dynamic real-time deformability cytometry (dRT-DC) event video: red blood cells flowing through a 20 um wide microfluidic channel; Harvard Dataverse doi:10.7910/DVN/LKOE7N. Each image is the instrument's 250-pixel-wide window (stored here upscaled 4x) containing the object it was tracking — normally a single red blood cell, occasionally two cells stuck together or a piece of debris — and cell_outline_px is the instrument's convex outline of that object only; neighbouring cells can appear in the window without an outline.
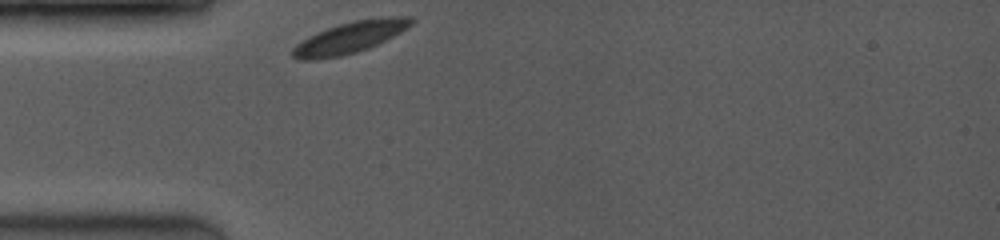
{"species": "common noctule bat (a hibernating species)", "species_latin": "Nyctalus noctula", "temperature_condition": "room temperature", "stored_images_in_passage": 24, "camera_frame_rate_fps": 3500, "um_per_image_px": 0.085, "animal": {"sex": "female", "body_mass_g": 19.0, "forearm_length_mm": 53.3}, "frame": {"image": 1, "passage_image": 1, "time_ms": 0.0, "image_size_px": [1000, 240], "cell_outline_px": [[416, 20], [408, 28], [368, 48], [356, 52], [340, 56], [312, 60], [300, 60], [292, 56], [292, 48], [296, 44], [308, 36], [328, 28], [352, 20], [392, 16], [412, 16]], "centroid_in_image_um": [29.75, 3.17], "position_along_channel_um": 55.2, "area_um2": 21.62}}
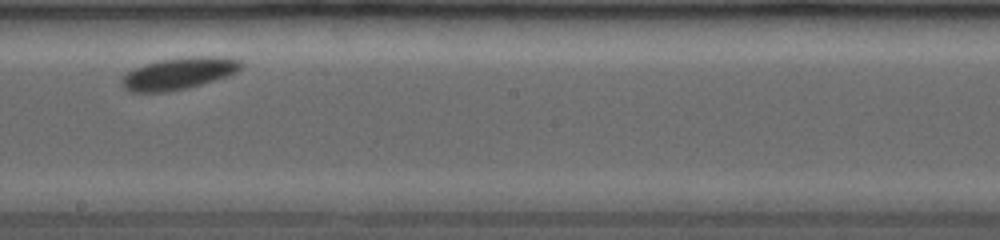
{"frame": {"image": 2, "passage_image": 12, "time_ms": 4.857, "image_size_px": [1000, 240], "cell_outline_px": [[244, 68], [236, 72], [188, 88], [168, 92], [128, 92], [120, 84], [120, 76], [132, 68], [144, 64], [160, 60], [188, 56], [220, 56], [240, 60], [244, 64]], "centroid_in_image_um": [15.13, 6.24], "position_along_channel_um": 233.1, "area_um2": 22.48}}
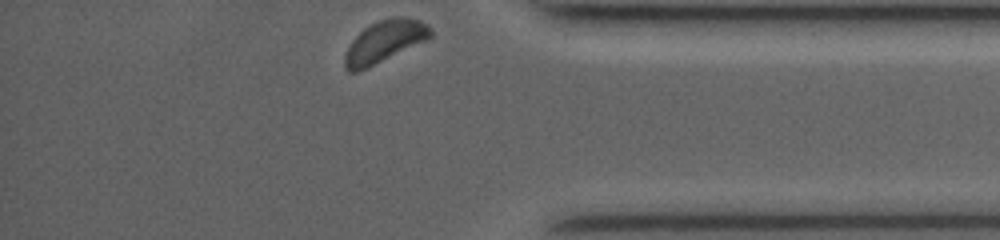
{"frame": {"image": 3, "passage_image": 24, "time_ms": 9.429, "image_size_px": [1000, 240], "cell_outline_px": [[432, 36], [428, 40], [368, 68], [356, 72], [348, 72], [344, 68], [344, 56], [352, 40], [364, 28], [380, 20], [396, 16], [404, 16], [420, 20], [428, 24], [432, 32]], "centroid_in_image_um": [32.71, 3.54], "position_along_channel_um": 402.5, "area_um2": 21.1}, "authors_computed_cell_mechanics": {"area_um2": 21.4149, "velocity_mm_per_s": 3.8201, "shape_relaxation_time_tau1_ms": 1.1516, "shape_relaxation_time_tau2_ms": null, "deformation_change_tau1": 0.0503, "deformation_change_tau2": null}}